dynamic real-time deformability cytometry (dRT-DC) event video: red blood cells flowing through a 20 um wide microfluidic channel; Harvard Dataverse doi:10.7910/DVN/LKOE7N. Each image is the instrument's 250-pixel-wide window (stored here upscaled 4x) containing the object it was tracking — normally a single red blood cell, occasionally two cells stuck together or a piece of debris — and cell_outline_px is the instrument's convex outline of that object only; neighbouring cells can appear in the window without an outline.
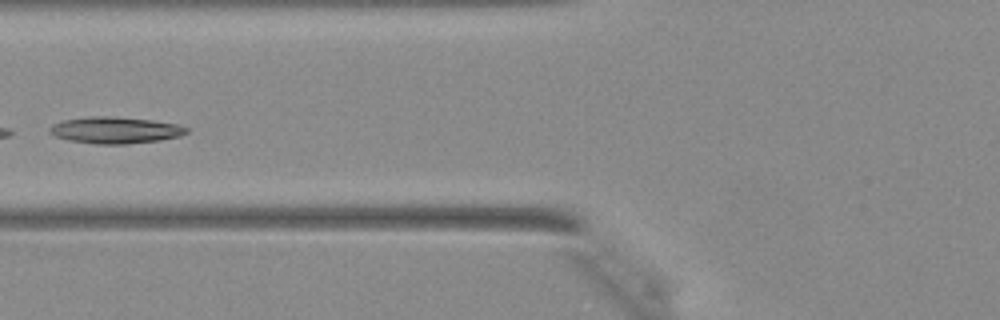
{"species": "Egyptian fruit bat (a non-hibernating species)", "species_latin": "Rousettus aegyptiacus", "temperature_condition": "warm", "stored_images_in_passage": 45, "camera_frame_rate_fps": 3000, "um_per_image_px": 0.085, "animal": {"sex": "female"}, "frame": {"image": 1, "passage_image": 20, "time_ms": 6.333, "image_size_px": [1000, 320], "cell_outline_px": [[188, 132], [180, 136], [160, 140], [128, 144], [96, 144], [68, 140], [56, 136], [48, 132], [48, 128], [52, 124], [64, 120], [88, 116], [112, 116], [152, 120], [180, 124], [188, 128]], "centroid_in_image_um": [9.8, 11.06], "position_along_channel_um": 116.0, "area_um2": 21.39}}